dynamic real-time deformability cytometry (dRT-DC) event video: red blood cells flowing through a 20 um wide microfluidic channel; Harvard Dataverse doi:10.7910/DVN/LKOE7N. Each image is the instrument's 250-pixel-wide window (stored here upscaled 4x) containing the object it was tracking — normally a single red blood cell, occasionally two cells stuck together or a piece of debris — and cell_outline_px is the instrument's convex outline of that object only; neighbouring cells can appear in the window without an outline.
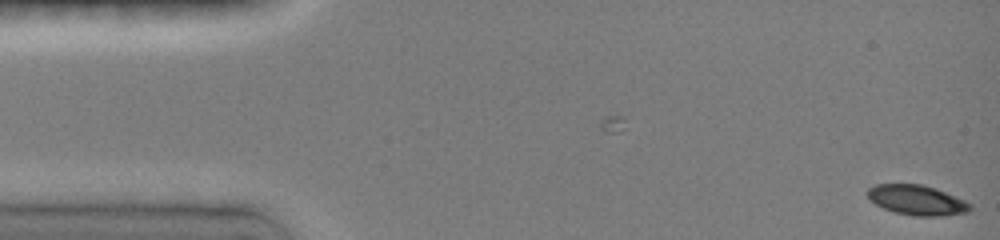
{"species": "common noctule bat (a hibernating species)", "species_latin": "Nyctalus noctula", "temperature_condition": "room temperature", "stored_images_in_passage": 43, "camera_frame_rate_fps": 3000, "um_per_image_px": 0.085, "animal": {"sex": "female", "body_mass_g": 19.0, "forearm_length_mm": 51.5}, "frame": {"image": 1, "passage_image": 1, "time_ms": 0.0, "image_size_px": [1000, 240], "cell_outline_px": [[972, 208], [968, 212], [940, 216], [912, 216], [896, 212], [884, 208], [876, 204], [864, 192], [868, 188], [876, 184], [924, 184], [936, 188], [964, 200], [972, 204]], "centroid_in_image_um": [77.94, 17.0], "position_along_channel_um": 7.1, "area_um2": 17.98}}
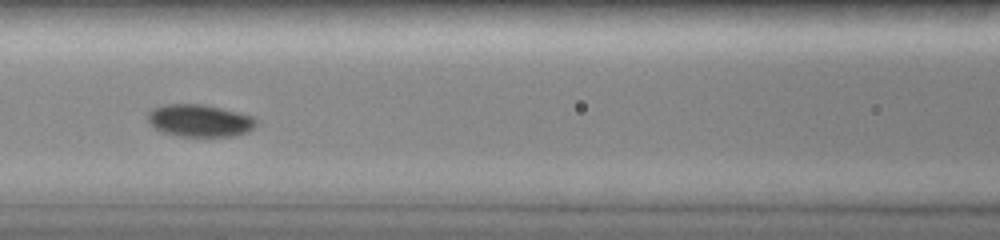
{"frame": {"image": 2, "passage_image": 21, "time_ms": 6.667, "image_size_px": [1000, 240], "cell_outline_px": [[256, 124], [248, 132], [236, 136], [180, 136], [164, 132], [156, 128], [148, 120], [148, 112], [152, 108], [168, 104], [204, 104], [252, 116], [256, 120]], "centroid_in_image_um": [16.98, 10.25], "position_along_channel_um": 149.6, "area_um2": 20.17}}
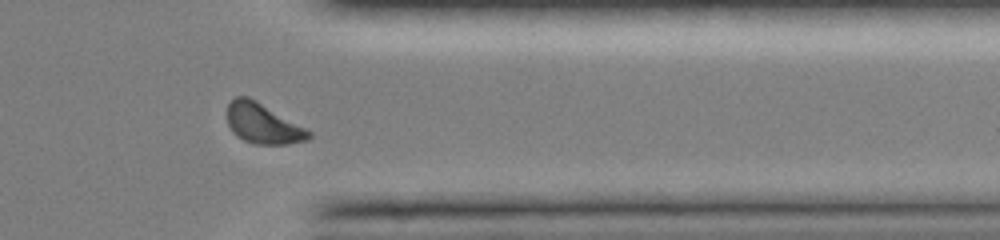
{"frame": {"image": 3, "passage_image": 39, "time_ms": 12.667, "image_size_px": [1000, 240], "cell_outline_px": [[312, 136], [308, 140], [288, 144], [256, 144], [244, 140], [236, 136], [232, 132], [228, 124], [228, 104], [236, 96], [248, 96], [256, 100], [312, 132]], "centroid_in_image_um": [22.34, 10.51], "position_along_channel_um": 389.1, "area_um2": 18.96}, "authors_computed_cell_mechanics": {"area_um2": 19.074, "velocity_mm_per_s": 3.9934, "shape_relaxation_time_tau1_ms": 3.9959, "shape_relaxation_time_tau2_ms": null, "deformation_change_tau1": 0.1191, "deformation_change_tau2": null}}